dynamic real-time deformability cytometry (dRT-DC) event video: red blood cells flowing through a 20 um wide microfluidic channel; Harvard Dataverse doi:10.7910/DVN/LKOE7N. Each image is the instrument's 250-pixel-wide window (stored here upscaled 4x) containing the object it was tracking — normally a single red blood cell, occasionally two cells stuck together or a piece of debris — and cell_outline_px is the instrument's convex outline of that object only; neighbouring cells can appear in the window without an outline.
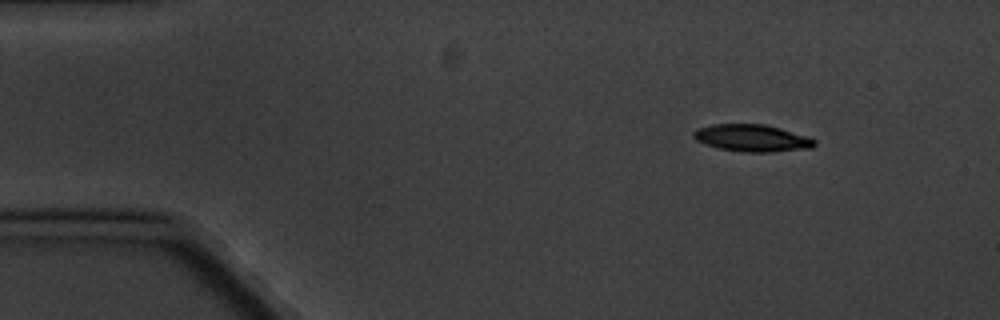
{"species": "common noctule bat (a hibernating species)", "species_latin": "Nyctalus noctula", "temperature_condition": "cold", "stored_images_in_passage": 5, "camera_frame_rate_fps": 3000, "um_per_image_px": 0.085, "animal": {"sex": "male", "body_mass_g": 20.1, "forearm_length_mm": 53.5}, "frame": {"image": 1, "passage_image": 2, "time_ms": 1.333, "image_size_px": [1000, 320], "cell_outline_px": [[816, 144], [812, 148], [772, 152], [744, 152], [720, 148], [696, 140], [692, 136], [692, 132], [700, 128], [712, 124], [764, 124], [780, 128], [808, 136], [816, 140]], "centroid_in_image_um": [63.97, 11.73], "position_along_channel_um": 21.0, "area_um2": 19.02}}
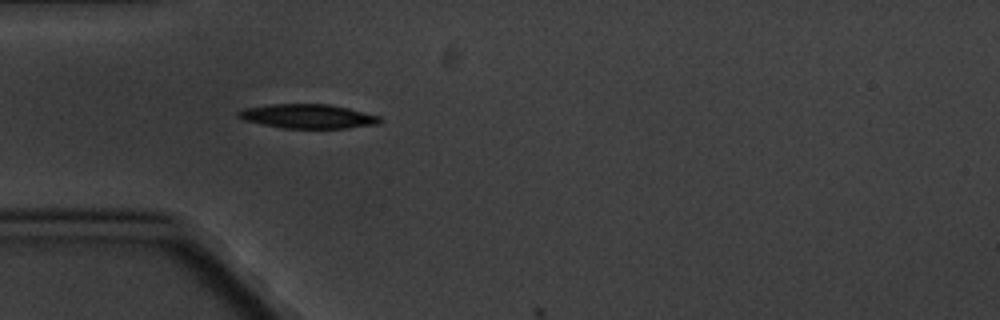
{"frame": {"image": 2, "passage_image": 5, "time_ms": 4.667, "image_size_px": [1000, 320], "cell_outline_px": [[380, 124], [344, 128], [284, 128], [244, 120], [236, 116], [236, 112], [244, 108], [268, 104], [328, 104], [348, 108], [380, 116]], "centroid_in_image_um": [26.15, 9.88], "position_along_channel_um": 58.9, "area_um2": 19.88}}